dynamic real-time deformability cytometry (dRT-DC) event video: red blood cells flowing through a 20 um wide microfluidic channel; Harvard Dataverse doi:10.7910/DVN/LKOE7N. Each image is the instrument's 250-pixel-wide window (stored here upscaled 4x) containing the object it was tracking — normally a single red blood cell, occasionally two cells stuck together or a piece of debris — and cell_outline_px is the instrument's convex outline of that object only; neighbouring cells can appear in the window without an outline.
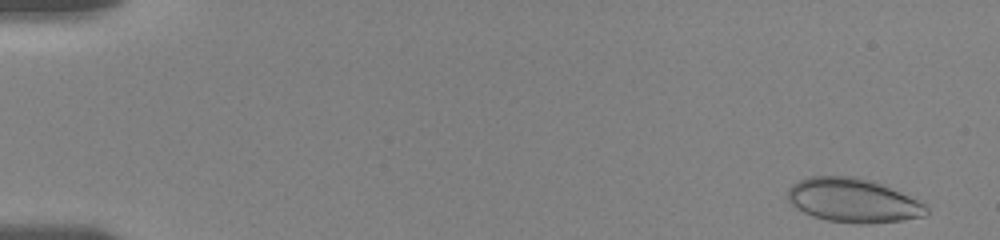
{"species": "human", "species_latin": "Homo sapiens", "temperature_condition": "room temperature", "stored_images_in_passage": 55, "camera_frame_rate_fps": 3000, "um_per_image_px": 0.085, "donor": {"sex": "female"}, "frame": {"image": 1, "passage_image": 2, "time_ms": 0.333, "image_size_px": [1000, 240], "cell_outline_px": [[928, 212], [924, 216], [900, 220], [868, 224], [860, 224], [828, 220], [812, 216], [796, 208], [788, 200], [788, 188], [792, 184], [808, 176], [852, 176], [872, 180], [900, 192], [924, 204], [928, 208]], "centroid_in_image_um": [72.48, 17.03], "position_along_channel_um": 12.5, "area_um2": 35.32}}
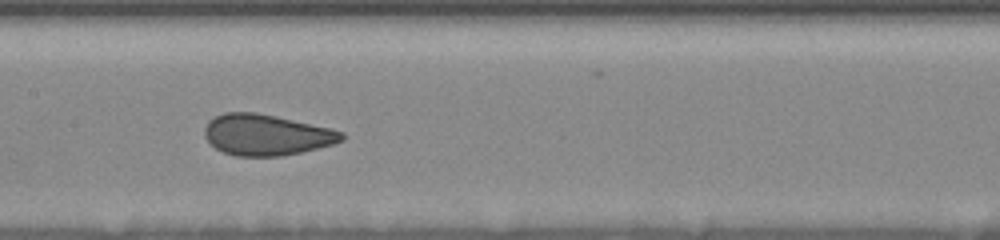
{"frame": {"image": 2, "passage_image": 28, "time_ms": 9.0, "image_size_px": [1000, 240], "cell_outline_px": [[344, 140], [332, 144], [300, 152], [280, 156], [236, 156], [224, 152], [216, 148], [204, 136], [204, 128], [208, 120], [224, 112], [256, 112], [276, 116], [332, 128], [344, 132]], "centroid_in_image_um": [22.64, 11.45], "position_along_channel_um": 184.8, "area_um2": 32.71}}
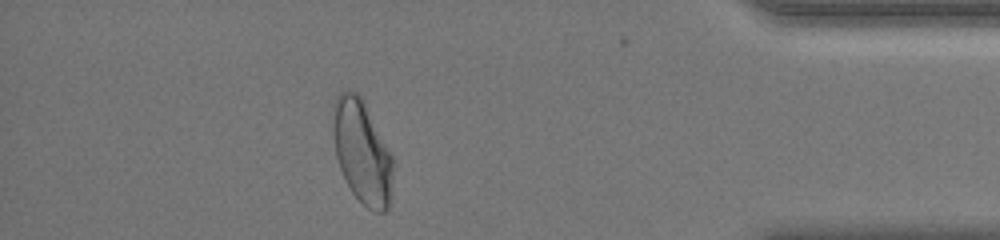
{"frame": {"image": 3, "passage_image": 49, "time_ms": 16.0, "image_size_px": [1000, 240], "cell_outline_px": [[396, 164], [392, 200], [388, 208], [384, 212], [376, 212], [368, 208], [352, 192], [340, 168], [336, 156], [332, 108], [332, 104], [336, 96], [344, 88], [348, 88], [356, 92], [364, 100]], "centroid_in_image_um": [30.82, 12.91], "position_along_channel_um": 404.4, "area_um2": 36.82}, "authors_computed_cell_mechanics": {"area_um2": 34.1598, "velocity_mm_per_s": 3.6298, "shape_relaxation_time_tau1_ms": 5.7833, "shape_relaxation_time_tau2_ms": null, "deformation_change_tau1": 0.146, "deformation_change_tau2": null}}